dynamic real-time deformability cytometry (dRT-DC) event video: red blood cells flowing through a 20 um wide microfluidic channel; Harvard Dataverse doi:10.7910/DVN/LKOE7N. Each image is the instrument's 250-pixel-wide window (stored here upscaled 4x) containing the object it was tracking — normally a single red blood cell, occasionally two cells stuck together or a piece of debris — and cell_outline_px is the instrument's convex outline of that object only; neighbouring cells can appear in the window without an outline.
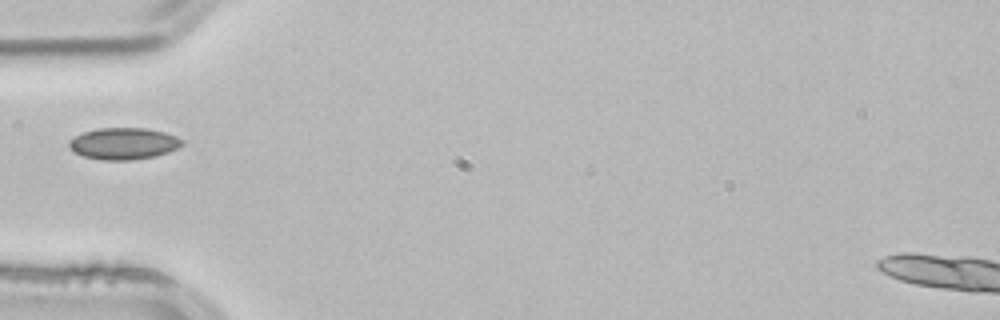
{"species": "common noctule bat (a hibernating species)", "species_latin": "Nyctalus noctula", "temperature_condition": "room temperature", "stored_images_in_passage": 1, "camera_frame_rate_fps": 3000, "um_per_image_px": 0.085, "animal": {"sex": "male", "body_mass_g": 21.5, "forearm_length_mm": 52.0}, "frame": {"image": 1, "passage_image": 1, "time_ms": 0.0, "image_size_px": [1000, 320], "cell_outline_px": [[184, 144], [168, 152], [156, 156], [132, 160], [104, 160], [84, 156], [76, 152], [68, 144], [76, 136], [84, 132], [96, 128], [148, 128], [164, 132], [176, 136], [184, 140]], "centroid_in_image_um": [10.57, 12.2], "position_along_channel_um": 74.4, "area_um2": 20.69}}